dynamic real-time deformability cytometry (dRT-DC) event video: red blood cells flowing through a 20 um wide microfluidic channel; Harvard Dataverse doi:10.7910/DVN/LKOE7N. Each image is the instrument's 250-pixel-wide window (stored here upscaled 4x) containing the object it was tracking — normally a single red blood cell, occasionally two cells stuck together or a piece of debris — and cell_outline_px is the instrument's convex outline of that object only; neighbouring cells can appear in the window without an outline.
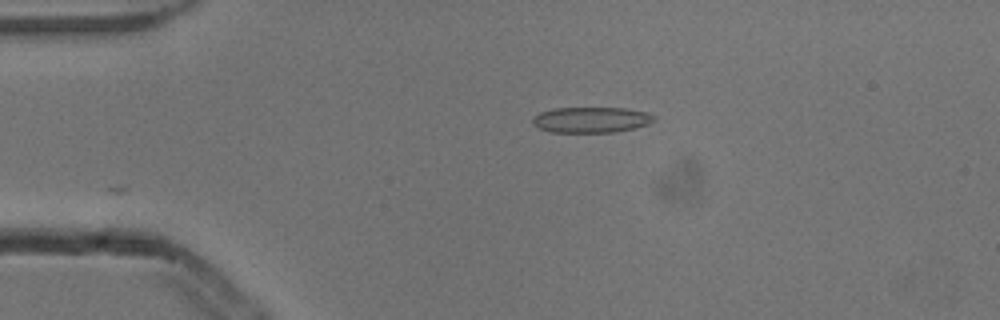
{"species": "common noctule bat (a hibernating species)", "species_latin": "Nyctalus noctula", "temperature_condition": "cold", "stored_images_in_passage": 3, "camera_frame_rate_fps": 3000, "um_per_image_px": 0.085, "animal": {"sex": "male", "body_mass_g": 13.3}, "frame": {"image": 1, "passage_image": 3, "time_ms": 0.667, "image_size_px": [1000, 320], "cell_outline_px": [[656, 120], [648, 124], [632, 128], [612, 132], [548, 132], [532, 124], [532, 120], [540, 112], [556, 108], [624, 108], [644, 112], [656, 116]], "centroid_in_image_um": [50.24, 10.18], "position_along_channel_um": 34.8, "area_um2": 17.98}}